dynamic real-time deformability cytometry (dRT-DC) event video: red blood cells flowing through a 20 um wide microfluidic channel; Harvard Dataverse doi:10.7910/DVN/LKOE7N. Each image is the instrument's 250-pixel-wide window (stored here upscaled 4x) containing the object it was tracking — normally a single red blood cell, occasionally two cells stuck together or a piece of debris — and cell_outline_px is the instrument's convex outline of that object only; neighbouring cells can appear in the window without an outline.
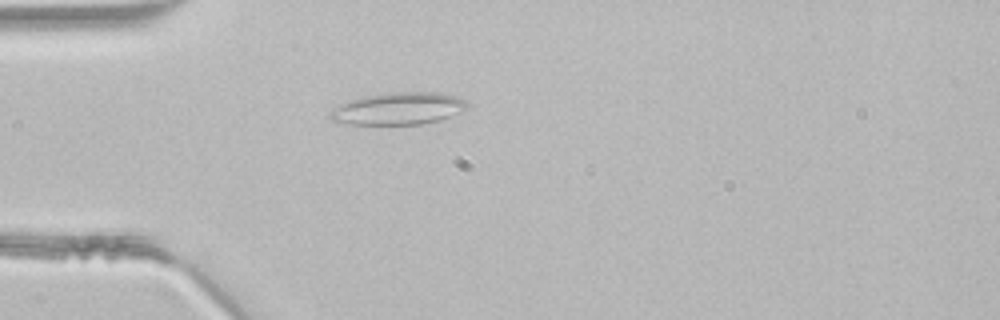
{"species": "common noctule bat (a hibernating species)", "species_latin": "Nyctalus noctula", "temperature_condition": "room temperature", "stored_images_in_passage": 34, "segment_of_instrument_passage": [1, 2], "camera_frame_rate_fps": 3000, "um_per_image_px": 0.085, "animal": {"sex": "male", "body_mass_g": 21.5, "forearm_length_mm": 52.0}, "frame": {"image": 1, "passage_image": 1, "time_ms": 0.0, "image_size_px": [1000, 320], "cell_outline_px": [[468, 104], [460, 112], [440, 120], [420, 124], [344, 124], [332, 120], [332, 108], [348, 100], [360, 96], [388, 92], [440, 92], [456, 96], [464, 100]], "centroid_in_image_um": [33.84, 9.21], "position_along_channel_um": 51.2, "area_um2": 25.72}}
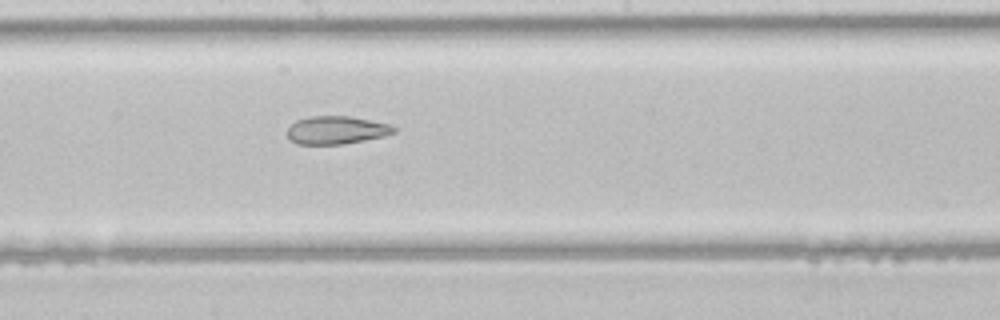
{"frame": {"image": 2, "passage_image": 13, "time_ms": 4.0, "image_size_px": [1000, 320], "cell_outline_px": [[396, 132], [384, 136], [344, 144], [296, 144], [288, 140], [288, 128], [296, 120], [308, 116], [348, 116], [388, 124], [396, 128]], "centroid_in_image_um": [28.55, 11.06], "position_along_channel_um": 219.6, "area_um2": 17.34}}
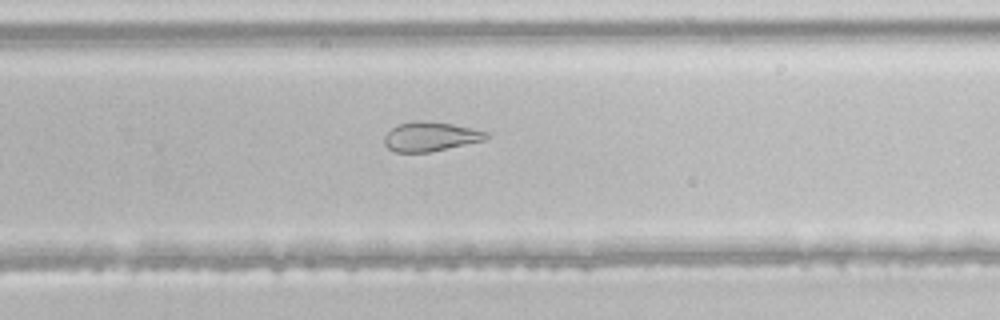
{"frame": {"image": 3, "passage_image": 18, "time_ms": 5.667, "image_size_px": [1000, 320], "cell_outline_px": [[488, 140], [428, 152], [396, 152], [388, 148], [384, 144], [384, 136], [396, 124], [416, 120], [424, 120], [452, 124], [488, 132]], "centroid_in_image_um": [36.58, 11.6], "position_along_channel_um": 293.2, "area_um2": 17.51}}